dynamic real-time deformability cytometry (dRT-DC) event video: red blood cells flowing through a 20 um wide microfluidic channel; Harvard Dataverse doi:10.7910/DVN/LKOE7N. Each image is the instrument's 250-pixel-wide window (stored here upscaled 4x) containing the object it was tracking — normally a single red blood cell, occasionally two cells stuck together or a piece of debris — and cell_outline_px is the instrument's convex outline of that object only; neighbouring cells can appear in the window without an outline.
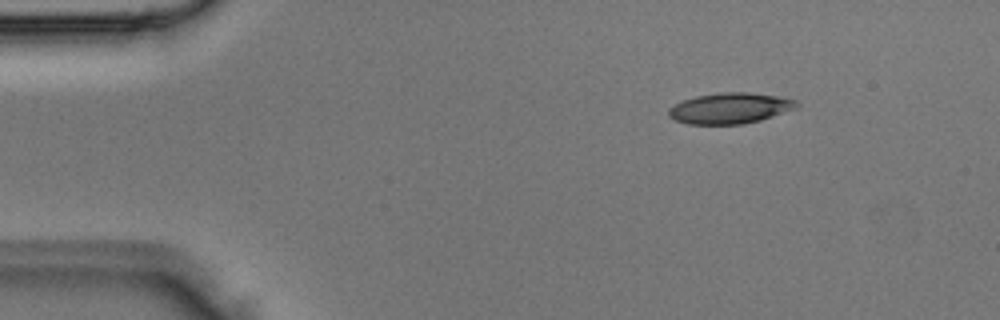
{"species": "Egyptian fruit bat (a non-hibernating species)", "species_latin": "Rousettus aegyptiacus", "temperature_condition": "room temperature", "stored_images_in_passage": 3, "camera_frame_rate_fps": 3000, "um_per_image_px": 0.085, "animal": {"sex": "male"}, "frame": {"image": 1, "passage_image": 3, "time_ms": 0.667, "image_size_px": [1000, 320], "cell_outline_px": [[800, 104], [796, 108], [760, 120], [744, 124], [688, 124], [676, 120], [668, 116], [668, 108], [684, 100], [696, 96], [720, 92], [748, 92], [776, 96], [796, 100]], "centroid_in_image_um": [62.04, 9.2], "position_along_channel_um": 23.0, "area_um2": 22.83}}